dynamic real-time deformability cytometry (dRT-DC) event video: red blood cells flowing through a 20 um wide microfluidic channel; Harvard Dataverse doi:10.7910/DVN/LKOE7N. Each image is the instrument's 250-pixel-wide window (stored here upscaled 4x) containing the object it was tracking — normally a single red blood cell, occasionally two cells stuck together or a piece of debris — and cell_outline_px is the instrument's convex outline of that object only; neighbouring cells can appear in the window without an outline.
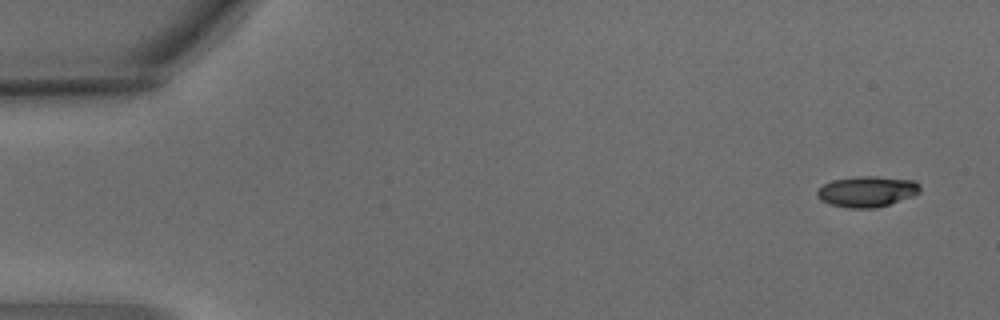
{"species": "common noctule bat (a hibernating species)", "species_latin": "Nyctalus noctula", "temperature_condition": "warm", "stored_images_in_passage": 5, "camera_frame_rate_fps": 3000, "um_per_image_px": 0.085, "animal": {"sex": "male", "body_mass_g": 15.6}, "frame": {"image": 1, "passage_image": 1, "time_ms": 0.0, "image_size_px": [1000, 320], "cell_outline_px": [[920, 192], [912, 196], [876, 208], [848, 208], [832, 204], [820, 200], [816, 196], [816, 192], [824, 184], [832, 180], [856, 176], [876, 176], [916, 180], [920, 184]], "centroid_in_image_um": [73.7, 16.26], "position_along_channel_um": 11.3, "area_um2": 18.5}}
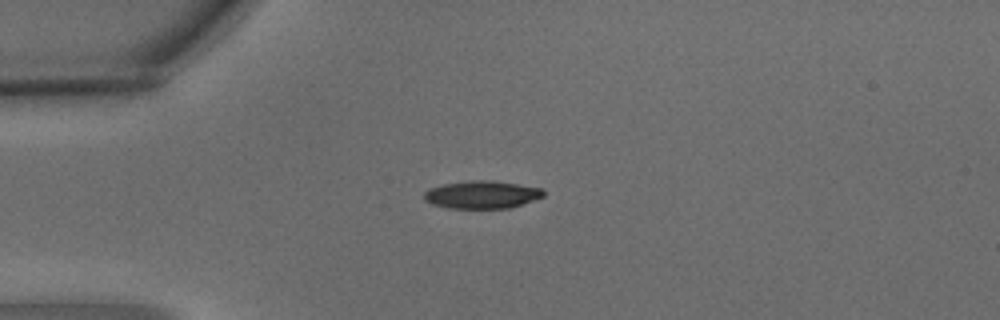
{"frame": {"image": 2, "passage_image": 4, "time_ms": 1.0, "image_size_px": [1000, 320], "cell_outline_px": [[544, 196], [508, 208], [448, 208], [432, 204], [424, 200], [424, 192], [428, 188], [444, 184], [468, 180], [492, 180], [540, 188], [544, 192]], "centroid_in_image_um": [40.9, 16.54], "position_along_channel_um": 44.1, "area_um2": 19.13}}